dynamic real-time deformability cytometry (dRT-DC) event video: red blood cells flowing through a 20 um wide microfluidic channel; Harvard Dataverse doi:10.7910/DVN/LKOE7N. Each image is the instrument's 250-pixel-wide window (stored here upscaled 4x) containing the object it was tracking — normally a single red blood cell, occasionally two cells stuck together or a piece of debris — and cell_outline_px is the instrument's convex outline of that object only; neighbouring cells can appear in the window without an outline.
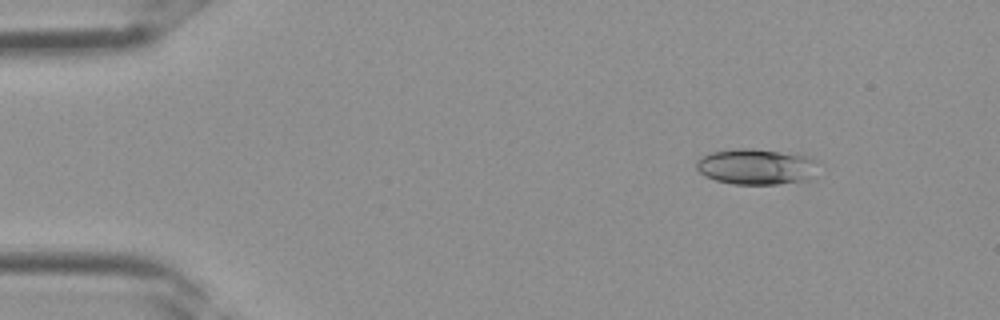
{"species": "Egyptian fruit bat (a non-hibernating species)", "species_latin": "Rousettus aegyptiacus", "temperature_condition": "room temperature", "stored_images_in_passage": 3, "camera_frame_rate_fps": 3000, "um_per_image_px": 0.085, "frame": {"image": 1, "passage_image": 1, "time_ms": 0.0, "image_size_px": [1000, 320], "cell_outline_px": [[816, 160], [808, 180], [776, 184], [732, 184], [716, 180], [704, 176], [696, 168], [696, 160], [700, 156], [712, 152], [736, 148], [752, 148], [800, 152]], "centroid_in_image_um": [64.24, 14.13], "position_along_channel_um": 20.8, "area_um2": 25.72}}
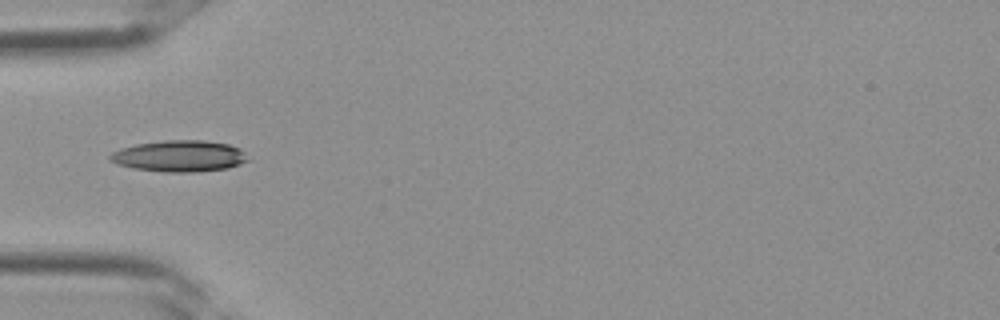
{"frame": {"image": 2, "passage_image": 3, "time_ms": 0.667, "image_size_px": [1000, 320], "cell_outline_px": [[248, 160], [240, 164], [228, 168], [196, 172], [164, 172], [132, 168], [116, 164], [108, 160], [108, 156], [112, 152], [120, 148], [136, 144], [164, 140], [204, 140], [228, 144], [240, 148], [244, 152]], "centroid_in_image_um": [15.21, 13.27], "position_along_channel_um": 69.8, "area_um2": 25.37}}